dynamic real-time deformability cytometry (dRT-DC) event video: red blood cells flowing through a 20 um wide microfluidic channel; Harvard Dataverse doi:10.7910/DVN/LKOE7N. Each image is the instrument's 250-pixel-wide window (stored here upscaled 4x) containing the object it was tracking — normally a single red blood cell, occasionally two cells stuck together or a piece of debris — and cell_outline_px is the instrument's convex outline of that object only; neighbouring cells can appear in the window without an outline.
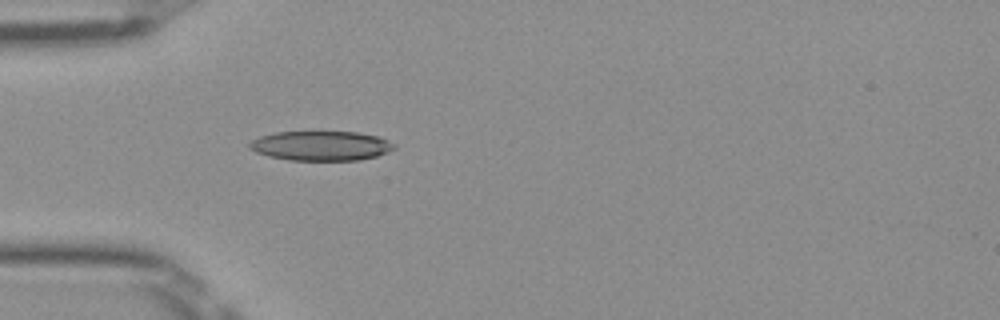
{"species": "Egyptian fruit bat (a non-hibernating species)", "species_latin": "Rousettus aegyptiacus", "temperature_condition": "room temperature", "stored_images_in_passage": 36, "camera_frame_rate_fps": 3000, "um_per_image_px": 0.085, "frame": {"image": 1, "passage_image": 1, "time_ms": 0.0, "image_size_px": [1000, 320], "cell_outline_px": [[396, 148], [388, 152], [376, 156], [360, 160], [288, 160], [268, 156], [256, 152], [248, 148], [248, 144], [252, 140], [260, 136], [276, 132], [356, 132], [380, 136], [396, 144]], "centroid_in_image_um": [27.3, 12.39], "position_along_channel_um": 57.7, "area_um2": 25.09}}
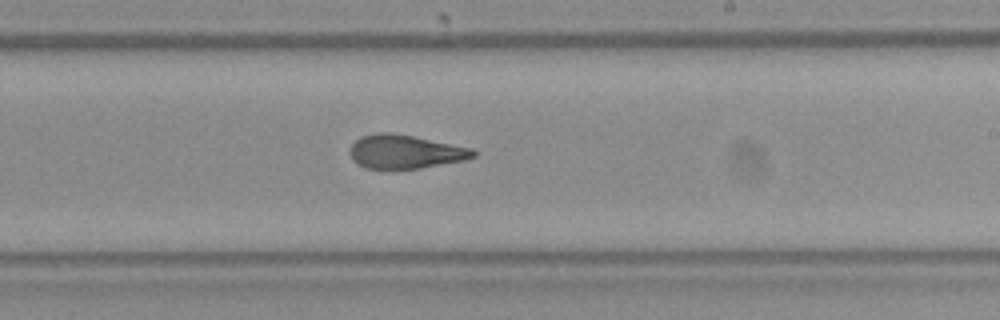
{"frame": {"image": 2, "passage_image": 16, "time_ms": 5.0, "image_size_px": [1000, 320], "cell_outline_px": [[476, 156], [464, 160], [420, 168], [364, 168], [352, 160], [348, 152], [352, 144], [360, 136], [376, 132], [388, 132], [412, 136], [472, 148], [476, 152]], "centroid_in_image_um": [34.4, 12.89], "position_along_channel_um": 254.6, "area_um2": 24.1}}
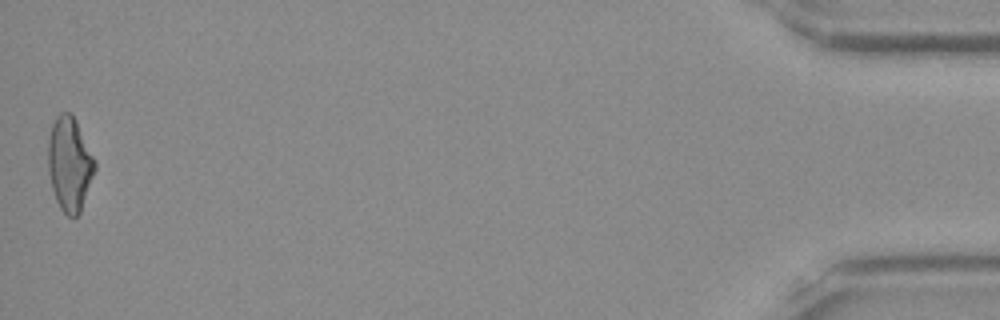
{"frame": {"image": 3, "passage_image": 36, "time_ms": 11.667, "image_size_px": [1000, 320], "cell_outline_px": [[96, 168], [80, 212], [76, 216], [68, 216], [60, 208], [56, 200], [52, 188], [48, 172], [48, 140], [52, 124], [56, 116], [60, 112], [72, 112], [96, 160]], "centroid_in_image_um": [5.91, 13.9], "position_along_channel_um": 429.3, "area_um2": 25.72}, "authors_computed_cell_mechanics": {"area_um2": 24.7673, "velocity_mm_per_s": 4.0211, "shape_relaxation_time_tau1_ms": 7.641, "shape_relaxation_time_tau2_ms": 1.7161, "deformation_change_tau1": 0.2218, "deformation_change_tau2": 0.1044}}